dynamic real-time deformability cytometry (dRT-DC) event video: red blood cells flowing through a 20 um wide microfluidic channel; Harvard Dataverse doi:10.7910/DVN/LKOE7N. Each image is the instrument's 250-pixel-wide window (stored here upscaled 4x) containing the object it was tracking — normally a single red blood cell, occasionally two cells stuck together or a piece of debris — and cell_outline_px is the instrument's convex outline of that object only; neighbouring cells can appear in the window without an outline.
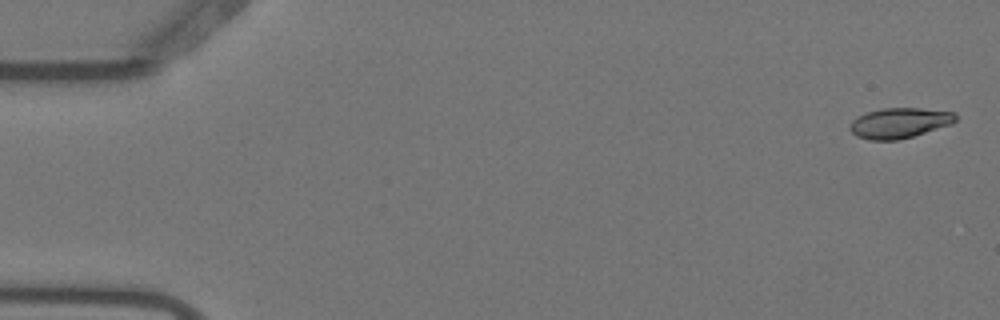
{"species": "Egyptian fruit bat (a non-hibernating species)", "species_latin": "Rousettus aegyptiacus", "temperature_condition": "warm", "stored_images_in_passage": 5, "camera_frame_rate_fps": 3000, "um_per_image_px": 0.085, "animal": {"sex": "female"}, "frame": {"image": 1, "passage_image": 1, "time_ms": 0.0, "image_size_px": [1000, 320], "cell_outline_px": [[956, 120], [952, 124], [912, 136], [896, 140], [868, 140], [856, 136], [848, 128], [852, 120], [856, 116], [864, 112], [880, 108], [920, 108], [956, 112]], "centroid_in_image_um": [76.41, 10.44], "position_along_channel_um": 8.6, "area_um2": 18.84}}
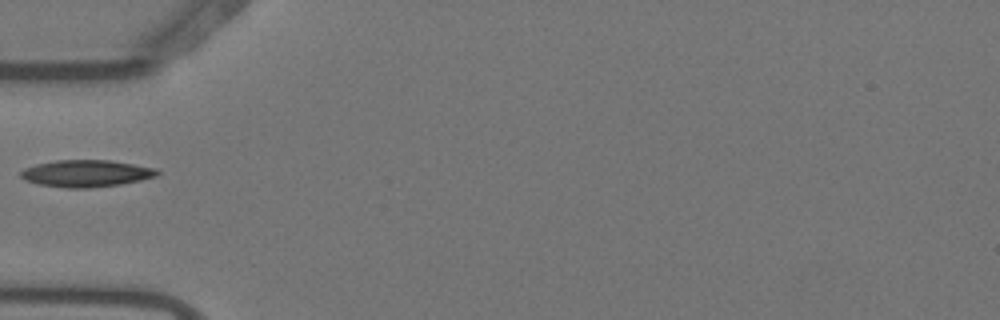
{"frame": {"image": 2, "passage_image": 5, "time_ms": 1.333, "image_size_px": [1000, 320], "cell_outline_px": [[160, 172], [156, 176], [140, 180], [120, 184], [88, 188], [64, 188], [40, 184], [24, 180], [20, 176], [20, 172], [24, 168], [36, 164], [56, 160], [108, 160], [156, 168]], "centroid_in_image_um": [7.3, 14.74], "position_along_channel_um": 77.7, "area_um2": 21.33}}